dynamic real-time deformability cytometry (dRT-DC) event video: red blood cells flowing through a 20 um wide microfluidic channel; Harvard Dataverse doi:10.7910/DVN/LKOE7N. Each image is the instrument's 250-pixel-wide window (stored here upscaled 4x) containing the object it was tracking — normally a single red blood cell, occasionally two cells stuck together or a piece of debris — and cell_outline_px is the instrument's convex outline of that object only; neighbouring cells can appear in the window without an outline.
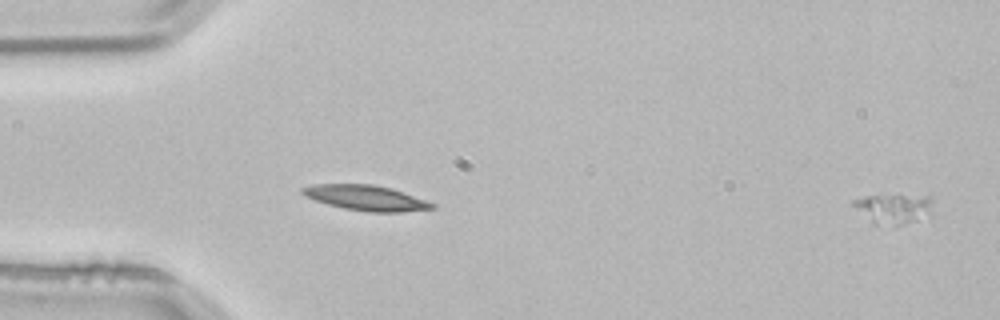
{"species": "common noctule bat (a hibernating species)", "species_latin": "Nyctalus noctula", "temperature_condition": "room temperature", "stored_images_in_passage": 3, "segment_of_instrument_passage": [2, 2], "camera_frame_rate_fps": 3000, "um_per_image_px": 0.085, "animal": {"sex": "male", "body_mass_g": 21.5, "forearm_length_mm": 52.0}, "frame": {"image": 1, "passage_image": 3, "time_ms": 0.667, "image_size_px": [1000, 320], "cell_outline_px": [[932, 216], [896, 228], [872, 224], [852, 204], [852, 200], [864, 196], [932, 196]], "centroid_in_image_um": [76.01, 17.8], "position_along_channel_um": 9.0, "area_um2": 14.39}}